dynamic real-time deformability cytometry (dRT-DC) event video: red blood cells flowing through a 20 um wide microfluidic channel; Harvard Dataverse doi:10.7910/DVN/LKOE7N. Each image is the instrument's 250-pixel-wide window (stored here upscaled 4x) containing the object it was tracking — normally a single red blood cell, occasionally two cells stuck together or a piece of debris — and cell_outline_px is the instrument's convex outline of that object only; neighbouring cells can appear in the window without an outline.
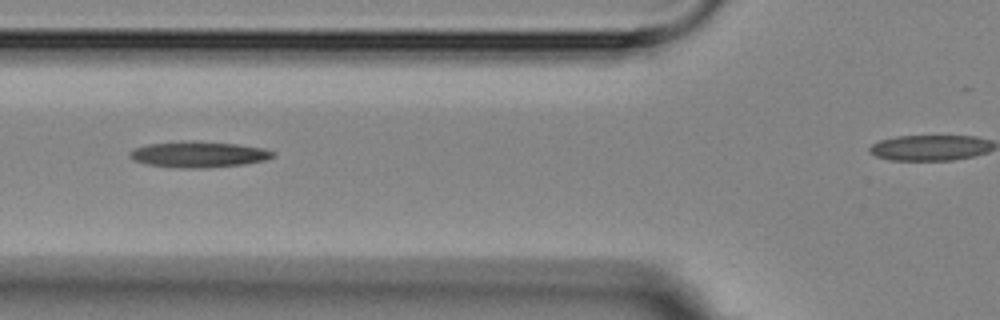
{"species": "Egyptian fruit bat (a non-hibernating species)", "species_latin": "Rousettus aegyptiacus", "temperature_condition": "room temperature", "stored_images_in_passage": 11, "camera_frame_rate_fps": 3000, "um_per_image_px": 0.085, "animal": {"sex": "female"}, "frame": {"image": 1, "passage_image": 3, "time_ms": 2.333, "image_size_px": [1000, 320], "cell_outline_px": [[276, 156], [268, 160], [244, 164], [204, 168], [184, 168], [144, 164], [132, 160], [128, 156], [128, 152], [136, 148], [148, 144], [184, 140], [192, 140], [236, 144], [264, 148], [276, 152]], "centroid_in_image_um": [16.89, 13.12], "position_along_channel_um": 108.9, "area_um2": 22.02}}
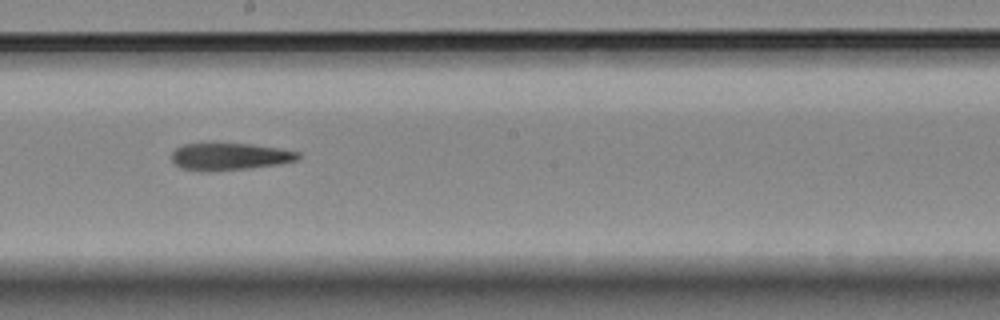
{"frame": {"image": 2, "passage_image": 6, "time_ms": 5.667, "image_size_px": [1000, 320], "cell_outline_px": [[300, 156], [296, 160], [276, 164], [244, 168], [180, 168], [172, 160], [172, 152], [176, 148], [184, 144], [208, 140], [252, 144], [280, 148], [300, 152]], "centroid_in_image_um": [19.51, 13.2], "position_along_channel_um": 228.7, "area_um2": 19.77}}
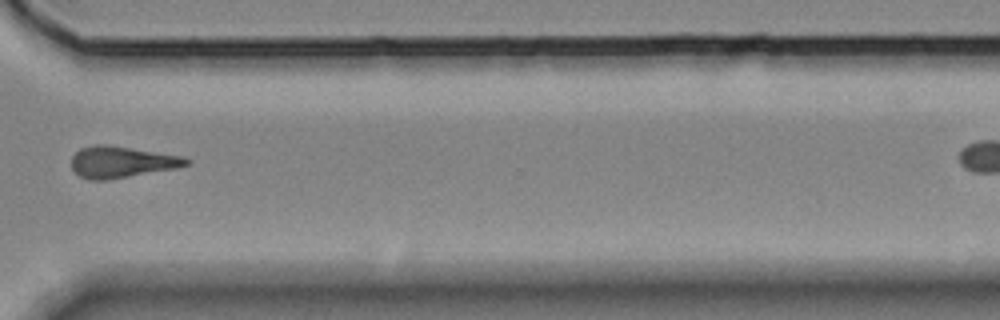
{"frame": {"image": 3, "passage_image": 9, "time_ms": 9.333, "image_size_px": [1000, 320], "cell_outline_px": [[188, 164], [176, 168], [108, 180], [88, 180], [80, 176], [72, 168], [72, 156], [80, 148], [96, 144], [108, 144], [180, 156], [188, 160]], "centroid_in_image_um": [10.27, 13.77], "position_along_channel_um": 360.3, "area_um2": 20.81}}